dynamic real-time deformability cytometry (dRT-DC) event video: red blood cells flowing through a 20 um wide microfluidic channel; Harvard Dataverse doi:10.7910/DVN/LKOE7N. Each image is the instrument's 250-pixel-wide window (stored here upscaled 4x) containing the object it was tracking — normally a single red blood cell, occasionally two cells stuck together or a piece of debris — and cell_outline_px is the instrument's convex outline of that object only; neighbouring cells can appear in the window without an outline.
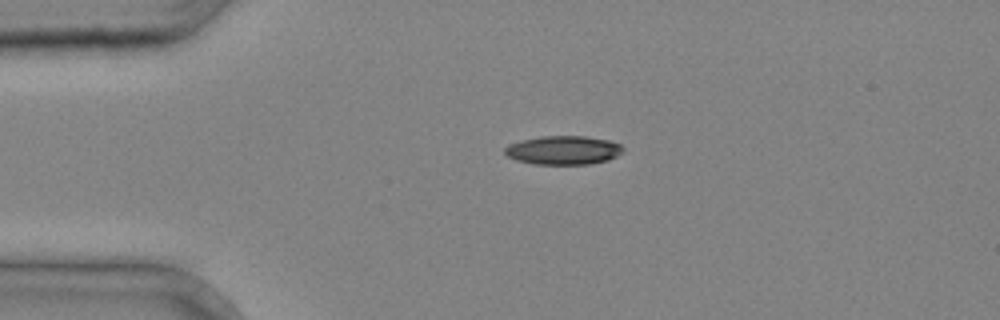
{"species": "common noctule bat (a hibernating species)", "species_latin": "Nyctalus noctula", "temperature_condition": "cold", "stored_images_in_passage": 2, "camera_frame_rate_fps": 3000, "um_per_image_px": 0.085, "animal": {"sex": "male", "body_mass_g": 20.4}, "frame": {"image": 1, "passage_image": 1, "time_ms": 0.0, "image_size_px": [1000, 320], "cell_outline_px": [[624, 152], [608, 160], [588, 164], [532, 164], [516, 160], [508, 156], [504, 152], [504, 148], [508, 144], [520, 140], [540, 136], [584, 136], [608, 140], [620, 144], [624, 148]], "centroid_in_image_um": [47.87, 12.76], "position_along_channel_um": 37.1, "area_um2": 19.94}}
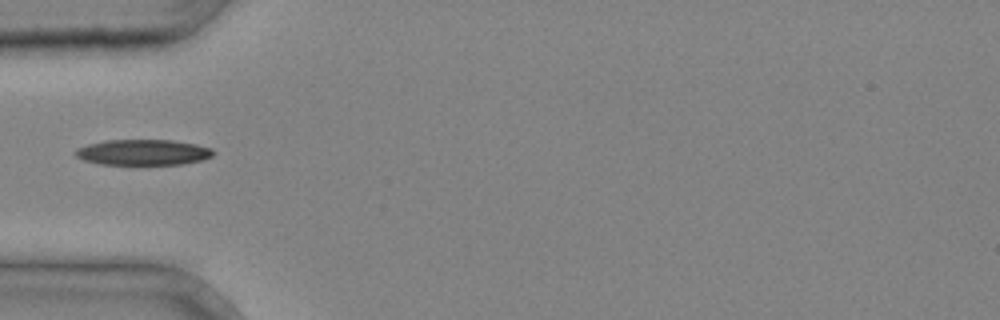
{"frame": {"image": 2, "passage_image": 2, "time_ms": 0.333, "image_size_px": [1000, 320], "cell_outline_px": [[216, 152], [212, 156], [200, 160], [184, 164], [100, 164], [84, 160], [76, 156], [72, 152], [76, 148], [88, 144], [104, 140], [172, 140], [196, 144], [212, 148]], "centroid_in_image_um": [12.15, 12.94], "position_along_channel_um": 72.9, "area_um2": 20.69}}